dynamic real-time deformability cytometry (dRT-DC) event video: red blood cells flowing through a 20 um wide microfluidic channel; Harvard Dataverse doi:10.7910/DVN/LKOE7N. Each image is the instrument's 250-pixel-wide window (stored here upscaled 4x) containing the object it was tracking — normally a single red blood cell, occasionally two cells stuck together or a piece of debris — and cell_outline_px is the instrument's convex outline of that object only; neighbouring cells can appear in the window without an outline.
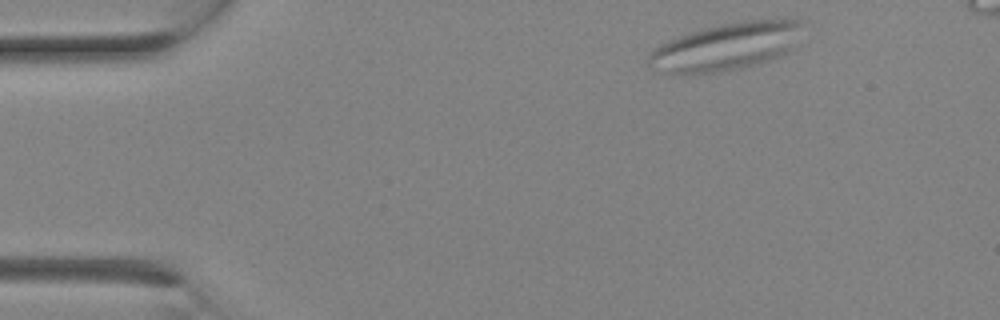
{"species": "Egyptian fruit bat (a non-hibernating species)", "species_latin": "Rousettus aegyptiacus", "temperature_condition": "room temperature", "stored_images_in_passage": 10, "camera_frame_rate_fps": 3000, "um_per_image_px": 0.085, "animal": {"sex": "female"}, "frame": {"image": 1, "passage_image": 1, "time_ms": 0.0, "image_size_px": [1000, 320], "cell_outline_px": [[804, 20], [792, 48], [780, 56], [768, 60], [736, 68], [716, 72], [680, 76], [672, 76], [648, 64], [648, 56], [656, 48], [680, 36], [700, 28], [720, 24], [748, 20]], "centroid_in_image_um": [61.67, 3.98], "position_along_channel_um": 23.3, "area_um2": 41.96}}